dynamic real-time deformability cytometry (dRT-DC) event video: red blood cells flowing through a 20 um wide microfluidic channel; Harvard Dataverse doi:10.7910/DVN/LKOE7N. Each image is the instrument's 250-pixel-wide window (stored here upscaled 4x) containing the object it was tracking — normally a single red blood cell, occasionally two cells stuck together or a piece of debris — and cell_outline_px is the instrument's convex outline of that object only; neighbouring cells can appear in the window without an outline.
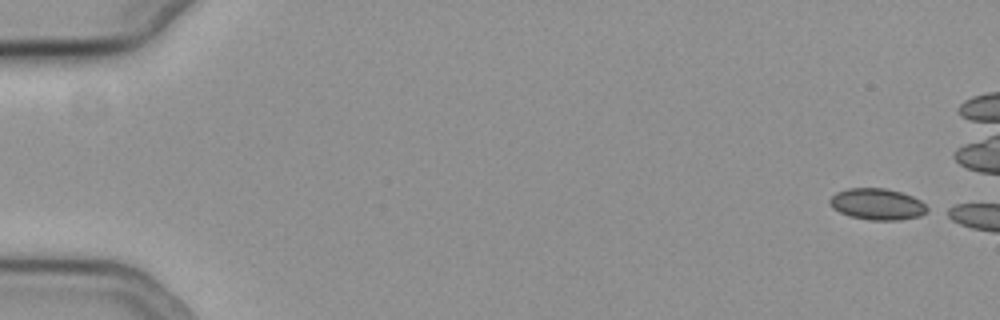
{"species": "common noctule bat (a hibernating species)", "species_latin": "Nyctalus noctula", "temperature_condition": "cold", "stored_images_in_passage": 5, "camera_frame_rate_fps": 3000, "um_per_image_px": 0.085, "animal": {"sex": "female", "body_mass_g": 19.3, "forearm_length_mm": 54.1}, "frame": {"image": 1, "passage_image": 1, "time_ms": 0.0, "image_size_px": [1000, 320], "cell_outline_px": [[932, 208], [928, 212], [920, 216], [900, 220], [868, 220], [848, 216], [832, 208], [828, 204], [828, 200], [836, 192], [848, 188], [884, 188], [900, 192], [912, 196], [920, 200]], "centroid_in_image_um": [74.58, 17.36], "position_along_channel_um": 10.4, "area_um2": 18.15}}